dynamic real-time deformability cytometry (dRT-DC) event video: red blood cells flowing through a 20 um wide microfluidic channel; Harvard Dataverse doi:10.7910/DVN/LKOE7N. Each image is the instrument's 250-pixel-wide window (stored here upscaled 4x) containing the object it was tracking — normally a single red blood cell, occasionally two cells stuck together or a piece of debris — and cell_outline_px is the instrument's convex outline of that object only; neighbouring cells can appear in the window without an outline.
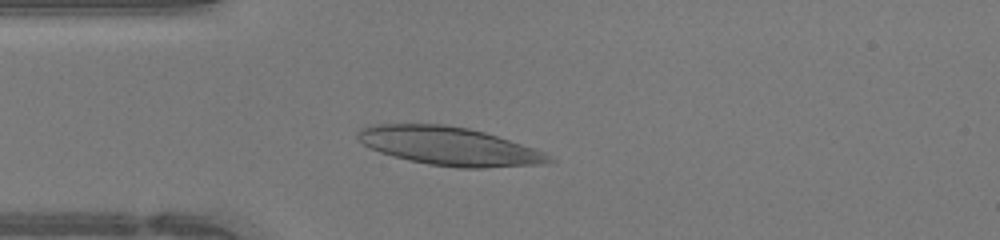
{"species": "human", "species_latin": "Homo sapiens", "temperature_condition": "warm", "stored_images_in_passage": 46, "camera_frame_rate_fps": 3000, "um_per_image_px": 0.085, "donor": {"sex": "female"}, "frame": {"image": 1, "passage_image": 11, "time_ms": 3.333, "image_size_px": [1000, 240], "cell_outline_px": [[556, 160], [544, 164], [484, 168], [460, 168], [428, 164], [408, 160], [380, 152], [364, 144], [356, 136], [356, 132], [360, 128], [376, 124], [444, 124], [468, 128], [484, 132], [544, 152]], "centroid_in_image_um": [38.17, 12.42], "position_along_channel_um": 46.8, "area_um2": 42.48}}
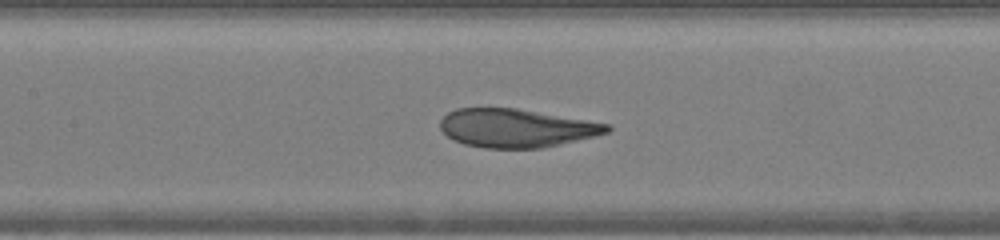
{"frame": {"image": 2, "passage_image": 20, "time_ms": 6.333, "image_size_px": [1000, 240], "cell_outline_px": [[612, 128], [608, 132], [596, 136], [544, 148], [484, 148], [464, 144], [448, 136], [440, 128], [440, 120], [448, 112], [456, 108], [516, 108], [608, 124]], "centroid_in_image_um": [43.87, 10.89], "position_along_channel_um": 163.5, "area_um2": 37.17}}
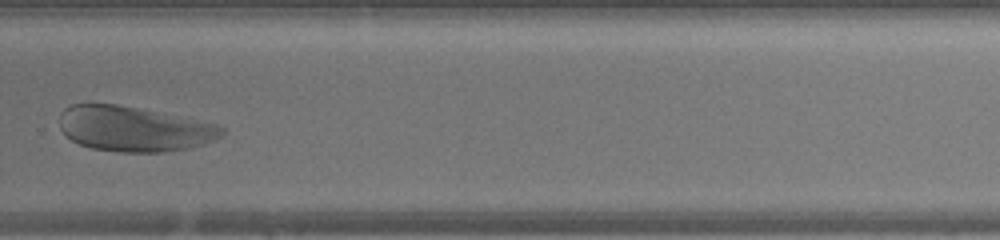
{"frame": {"image": 3, "passage_image": 31, "time_ms": 10.0, "image_size_px": [1000, 240], "cell_outline_px": [[224, 132], [220, 136], [204, 144], [192, 148], [164, 152], [120, 152], [92, 148], [80, 144], [72, 140], [60, 128], [60, 116], [64, 108], [72, 104], [88, 100], [116, 104], [216, 124], [224, 128]], "centroid_in_image_um": [11.32, 10.93], "position_along_channel_um": 318.5, "area_um2": 42.77}, "authors_computed_cell_mechanics": {"area_um2": 42.4252, "velocity_mm_per_s": 4.238, "shape_relaxation_time_tau1_ms": 2.0423, "shape_relaxation_time_tau2_ms": 0.8352, "deformation_change_tau1": 0.1139, "deformation_change_tau2": 0.0593}}